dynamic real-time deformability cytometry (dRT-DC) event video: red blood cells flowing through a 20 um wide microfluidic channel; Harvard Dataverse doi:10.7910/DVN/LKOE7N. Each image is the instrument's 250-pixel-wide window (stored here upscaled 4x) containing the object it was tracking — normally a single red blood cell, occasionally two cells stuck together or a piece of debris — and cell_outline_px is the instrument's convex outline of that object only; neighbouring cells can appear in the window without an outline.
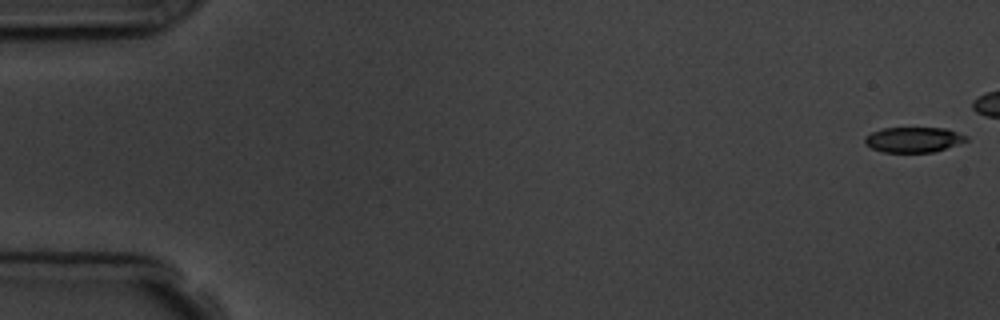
{"species": "common noctule bat (a hibernating species)", "species_latin": "Nyctalus noctula", "temperature_condition": "room temperature", "stored_images_in_passage": 11, "camera_frame_rate_fps": 3000, "um_per_image_px": 0.085, "animal": {"sex": "male", "body_mass_g": 19.5, "forearm_length_mm": 54.6}, "frame": {"image": 1, "passage_image": 1, "time_ms": 0.0, "image_size_px": [1000, 320], "cell_outline_px": [[968, 140], [936, 152], [884, 152], [872, 148], [864, 144], [864, 136], [872, 132], [884, 128], [944, 128], [968, 136]], "centroid_in_image_um": [77.63, 11.87], "position_along_channel_um": 7.4, "area_um2": 14.91}}